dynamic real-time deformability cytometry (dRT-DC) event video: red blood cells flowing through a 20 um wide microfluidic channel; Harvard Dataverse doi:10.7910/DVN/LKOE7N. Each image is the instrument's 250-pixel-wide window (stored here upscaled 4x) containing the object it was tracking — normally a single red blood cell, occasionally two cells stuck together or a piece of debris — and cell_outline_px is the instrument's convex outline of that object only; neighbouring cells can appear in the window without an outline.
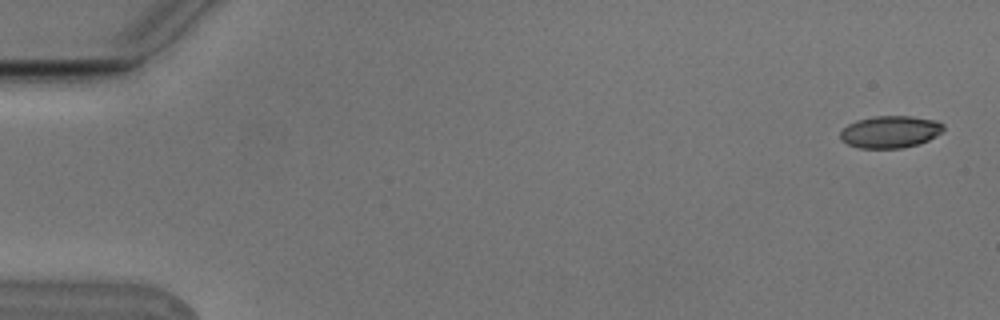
{"species": "Egyptian fruit bat (a non-hibernating species)", "species_latin": "Rousettus aegyptiacus", "temperature_condition": "cold", "stored_images_in_passage": 5, "camera_frame_rate_fps": 3000, "um_per_image_px": 0.085, "animal": {"sex": "male"}, "frame": {"image": 1, "passage_image": 1, "time_ms": 0.0, "image_size_px": [1000, 320], "cell_outline_px": [[944, 128], [936, 136], [920, 144], [900, 148], [860, 148], [848, 144], [840, 140], [840, 132], [848, 124], [856, 120], [872, 116], [912, 116], [936, 120], [944, 124]], "centroid_in_image_um": [75.66, 11.2], "position_along_channel_um": 9.3, "area_um2": 19.42}}